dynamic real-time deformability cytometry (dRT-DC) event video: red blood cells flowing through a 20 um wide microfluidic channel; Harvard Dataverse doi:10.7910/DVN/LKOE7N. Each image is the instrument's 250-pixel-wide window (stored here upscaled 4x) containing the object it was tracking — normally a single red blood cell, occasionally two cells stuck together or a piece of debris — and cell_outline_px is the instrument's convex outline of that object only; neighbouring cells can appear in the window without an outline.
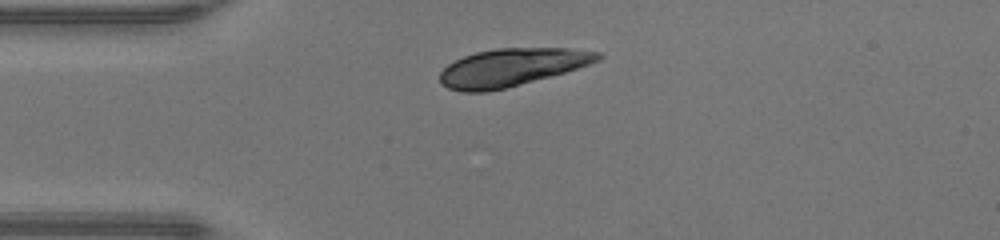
{"species": "human", "species_latin": "Homo sapiens", "temperature_condition": "warm", "stored_images_in_passage": 30, "camera_frame_rate_fps": 3000, "um_per_image_px": 0.085, "donor": {"sex": "male"}, "frame": {"image": 1, "passage_image": 1, "time_ms": 0.0, "image_size_px": [1000, 240], "cell_outline_px": [[604, 56], [600, 60], [564, 72], [504, 88], [488, 92], [460, 92], [448, 88], [440, 84], [440, 72], [448, 64], [464, 56], [476, 52], [496, 48], [568, 48], [600, 52]], "centroid_in_image_um": [43.46, 5.72], "position_along_channel_um": 41.5, "area_um2": 34.45}}
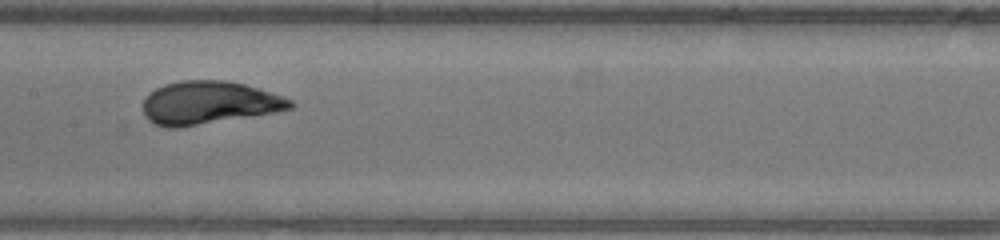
{"frame": {"image": 2, "passage_image": 13, "time_ms": 4.0, "image_size_px": [1000, 240], "cell_outline_px": [[296, 104], [292, 108], [276, 112], [176, 128], [168, 128], [152, 124], [144, 116], [144, 100], [148, 92], [164, 84], [180, 80], [224, 80], [244, 84], [292, 100]], "centroid_in_image_um": [17.7, 8.74], "position_along_channel_um": 189.7, "area_um2": 36.82}}
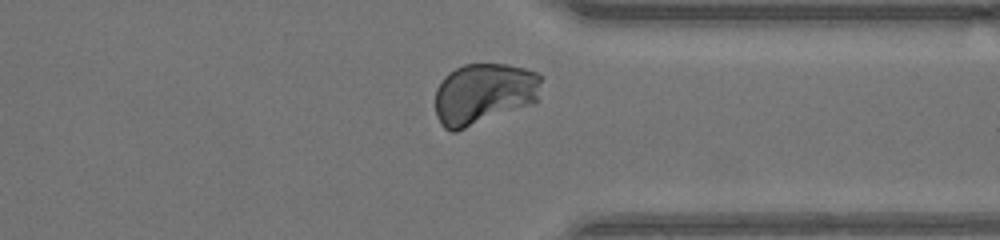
{"frame": {"image": 3, "passage_image": 26, "time_ms": 8.333, "image_size_px": [1000, 240], "cell_outline_px": [[544, 76], [536, 100], [532, 104], [456, 132], [452, 132], [444, 128], [440, 124], [436, 116], [436, 88], [444, 76], [448, 72], [464, 64], [508, 64], [524, 68], [536, 72]], "centroid_in_image_um": [41.12, 7.96], "position_along_channel_um": 370.3, "area_um2": 38.21}, "authors_computed_cell_mechanics": {"area_um2": 36.5296, "velocity_mm_per_s": 4.2424, "shape_relaxation_time_tau1_ms": 2.0284, "shape_relaxation_time_tau2_ms": null, "deformation_change_tau1": 0.151, "deformation_change_tau2": null}}